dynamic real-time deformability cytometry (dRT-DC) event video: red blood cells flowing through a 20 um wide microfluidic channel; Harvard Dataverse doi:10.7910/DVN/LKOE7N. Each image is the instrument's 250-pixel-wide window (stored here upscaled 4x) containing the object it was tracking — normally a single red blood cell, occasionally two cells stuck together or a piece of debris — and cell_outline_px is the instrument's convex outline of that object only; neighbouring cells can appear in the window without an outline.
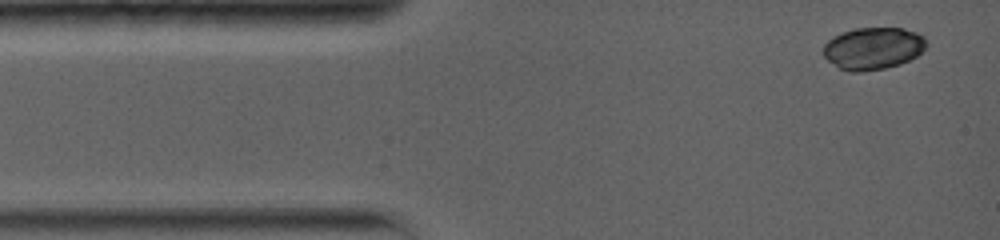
{"species": "common noctule bat (a hibernating species)", "species_latin": "Nyctalus noctula", "temperature_condition": "warm", "stored_images_in_passage": 6, "camera_frame_rate_fps": 5000, "um_per_image_px": 0.085, "animal": {"sex": "female", "body_mass_g": 19.0, "forearm_length_mm": 56.7}, "frame": {"image": 1, "passage_image": 1, "time_ms": 0.0, "image_size_px": [1000, 240], "cell_outline_px": [[928, 44], [916, 56], [900, 64], [884, 68], [860, 72], [848, 72], [840, 68], [828, 60], [824, 56], [824, 44], [832, 36], [856, 28], [904, 28], [916, 32], [924, 36], [928, 40]], "centroid_in_image_um": [74.23, 4.1], "position_along_channel_um": 10.8, "area_um2": 25.32}}